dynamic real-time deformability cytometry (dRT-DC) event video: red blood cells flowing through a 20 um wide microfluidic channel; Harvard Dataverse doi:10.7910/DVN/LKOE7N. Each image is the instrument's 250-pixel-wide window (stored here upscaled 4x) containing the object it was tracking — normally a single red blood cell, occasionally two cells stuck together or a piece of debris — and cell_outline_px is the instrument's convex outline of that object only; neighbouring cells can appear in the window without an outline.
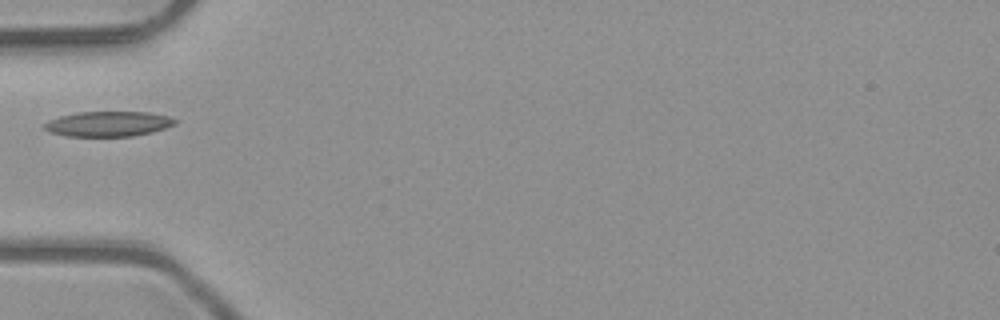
{"species": "common noctule bat (a hibernating species)", "species_latin": "Nyctalus noctula", "temperature_condition": "room temperature", "stored_images_in_passage": 1, "camera_frame_rate_fps": 3000, "um_per_image_px": 0.085, "animal": {"sex": "male", "body_mass_g": 23.1, "forearm_length_mm": 52.7}, "frame": {"image": 1, "passage_image": 1, "time_ms": 0.0, "image_size_px": [1000, 320], "cell_outline_px": [[176, 124], [152, 132], [132, 136], [68, 136], [52, 132], [44, 128], [44, 124], [48, 120], [60, 116], [76, 112], [148, 112], [168, 116], [176, 120]], "centroid_in_image_um": [9.21, 10.52], "position_along_channel_um": 75.8, "area_um2": 18.96}}